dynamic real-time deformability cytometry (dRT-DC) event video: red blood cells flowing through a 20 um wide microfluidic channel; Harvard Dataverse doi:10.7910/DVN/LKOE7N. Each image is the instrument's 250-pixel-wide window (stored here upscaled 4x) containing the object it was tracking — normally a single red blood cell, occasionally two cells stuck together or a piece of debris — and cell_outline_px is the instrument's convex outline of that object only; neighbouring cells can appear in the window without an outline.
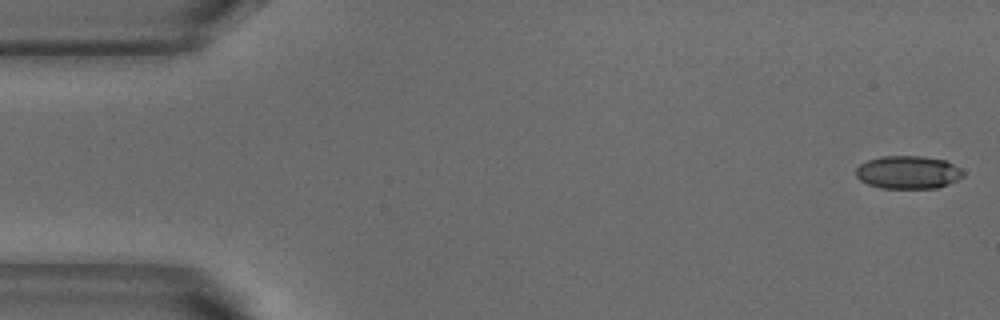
{"species": "common noctule bat (a hibernating species)", "species_latin": "Nyctalus noctula", "temperature_condition": "warm", "stored_images_in_passage": 52, "camera_frame_rate_fps": 3000, "um_per_image_px": 0.085, "animal": {"sex": "male", "body_mass_g": 18.8}, "frame": {"image": 1, "passage_image": 1, "time_ms": 0.0, "image_size_px": [1000, 320], "cell_outline_px": [[964, 176], [948, 184], [936, 188], [880, 188], [868, 184], [860, 180], [856, 176], [856, 168], [860, 164], [868, 160], [880, 156], [924, 156], [944, 160], [960, 168], [964, 172]], "centroid_in_image_um": [77.17, 14.64], "position_along_channel_um": 7.8, "area_um2": 20.63}}
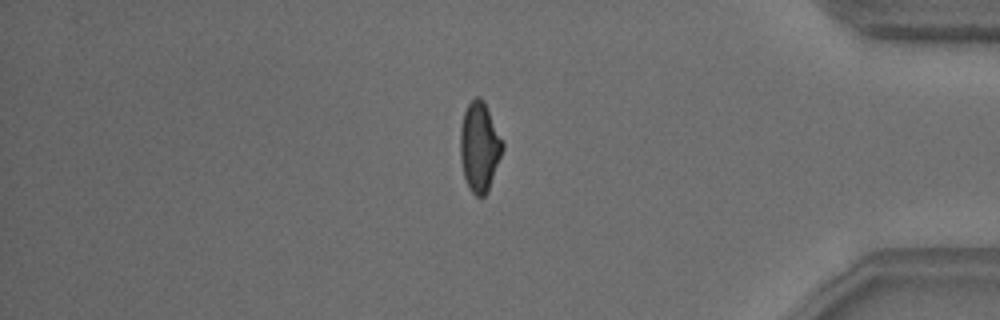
{"frame": {"image": 2, "passage_image": 44, "time_ms": 14.333, "image_size_px": [1000, 320], "cell_outline_px": [[504, 148], [488, 192], [480, 200], [468, 188], [464, 176], [460, 156], [460, 128], [464, 112], [468, 104], [476, 96], [480, 96], [484, 100], [504, 140]], "centroid_in_image_um": [40.78, 12.49], "position_along_channel_um": 394.4, "area_um2": 22.54}}
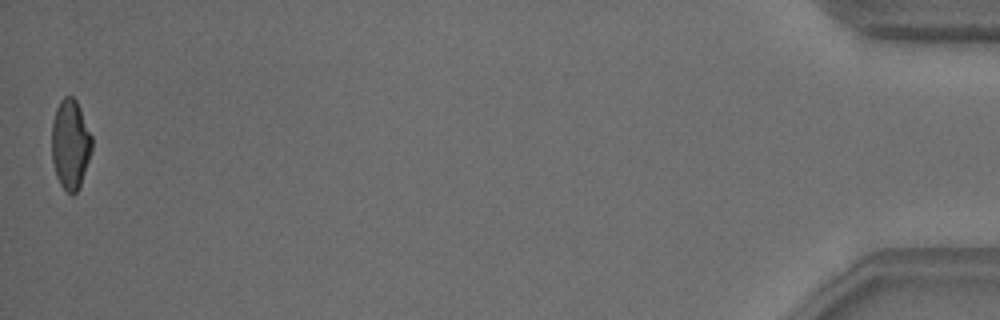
{"frame": {"image": 3, "passage_image": 52, "time_ms": 17.0, "image_size_px": [1000, 320], "cell_outline_px": [[92, 152], [80, 184], [76, 192], [72, 196], [60, 184], [56, 176], [52, 160], [52, 120], [56, 108], [60, 100], [64, 96], [72, 96], [76, 100], [80, 108], [92, 136]], "centroid_in_image_um": [5.98, 12.25], "position_along_channel_um": 429.2, "area_um2": 21.04}, "authors_computed_cell_mechanics": {"area_um2": 21.8773, "velocity_mm_per_s": 3.7979, "shape_relaxation_time_tau1_ms": 8.2018, "shape_relaxation_time_tau2_ms": 1.6223, "deformation_change_tau1": 0.1951, "deformation_change_tau2": 0.0915}}